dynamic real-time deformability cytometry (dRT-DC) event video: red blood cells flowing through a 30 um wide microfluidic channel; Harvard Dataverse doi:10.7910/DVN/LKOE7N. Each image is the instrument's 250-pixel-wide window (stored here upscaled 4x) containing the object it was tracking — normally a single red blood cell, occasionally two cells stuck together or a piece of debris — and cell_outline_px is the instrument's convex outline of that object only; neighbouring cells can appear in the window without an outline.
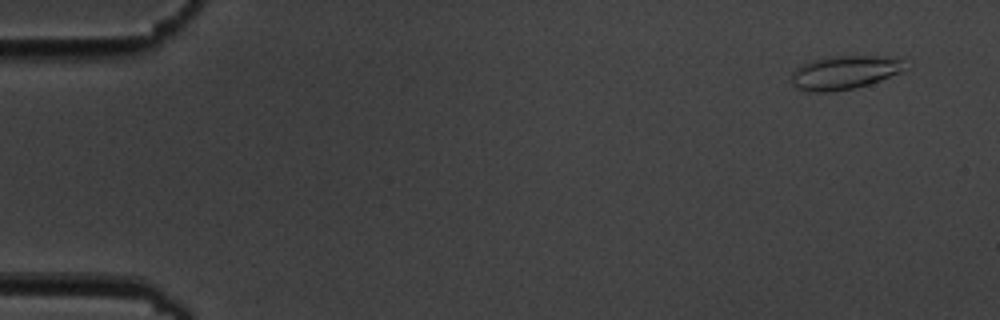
{"species": "common noctule bat (a hibernating species)", "species_latin": "Nyctalus noctula", "temperature_condition": "cold", "stored_images_in_passage": 5, "camera_frame_rate_fps": 3000, "um_per_image_px": 0.085, "animal": {"sex": "male", "body_mass_g": 19.5, "forearm_length_mm": 54.6}, "frame": {"image": 1, "passage_image": 1, "time_ms": 0.0, "image_size_px": [1000, 320], "cell_outline_px": [[908, 68], [900, 72], [880, 80], [856, 88], [832, 92], [804, 92], [792, 88], [792, 72], [800, 64], [812, 60], [828, 56], [888, 56], [904, 60]], "centroid_in_image_um": [71.74, 6.17], "position_along_channel_um": 13.3, "area_um2": 22.77}}
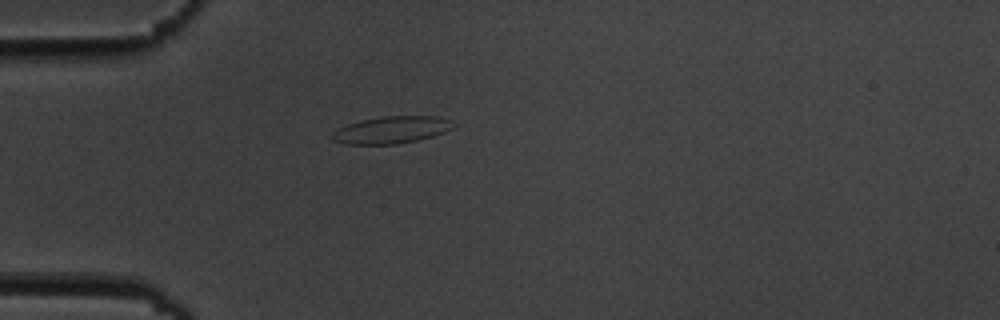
{"frame": {"image": 2, "passage_image": 5, "time_ms": 4.333, "image_size_px": [1000, 320], "cell_outline_px": [[452, 128], [444, 132], [432, 136], [416, 140], [396, 144], [348, 144], [332, 140], [328, 136], [332, 132], [348, 124], [364, 120], [384, 116], [436, 116], [448, 120]], "centroid_in_image_um": [33.2, 11.05], "position_along_channel_um": 51.8, "area_um2": 18.73}}